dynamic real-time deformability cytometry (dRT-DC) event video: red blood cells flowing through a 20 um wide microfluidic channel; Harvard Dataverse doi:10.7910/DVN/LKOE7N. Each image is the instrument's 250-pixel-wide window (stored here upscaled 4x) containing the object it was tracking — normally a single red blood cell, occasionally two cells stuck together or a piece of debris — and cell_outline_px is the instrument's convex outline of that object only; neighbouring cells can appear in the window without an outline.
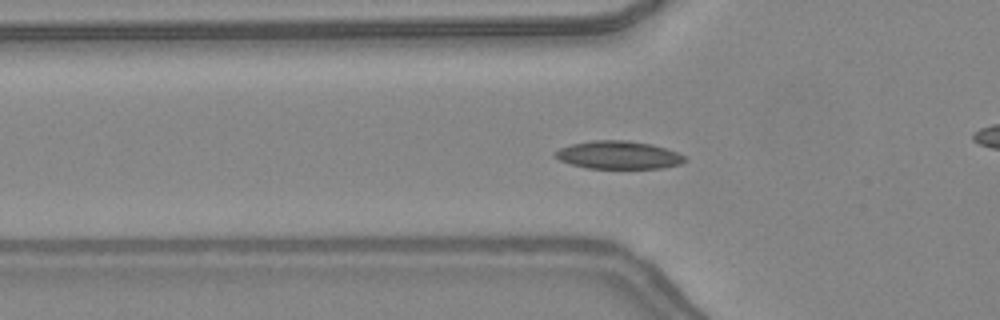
{"species": "common noctule bat (a hibernating species)", "species_latin": "Nyctalus noctula", "temperature_condition": "warm", "stored_images_in_passage": 37, "camera_frame_rate_fps": 3000, "um_per_image_px": 0.085, "animal": {"sex": "female", "body_mass_g": 24.6, "forearm_length_mm": 56.2}, "frame": {"image": 1, "passage_image": 5, "time_ms": 1.333, "image_size_px": [1000, 320], "cell_outline_px": [[688, 160], [680, 164], [664, 168], [588, 168], [572, 164], [560, 160], [552, 152], [560, 148], [572, 144], [592, 140], [628, 140], [652, 144], [676, 152], [684, 156]], "centroid_in_image_um": [52.58, 13.17], "position_along_channel_um": 73.2, "area_um2": 21.04}}
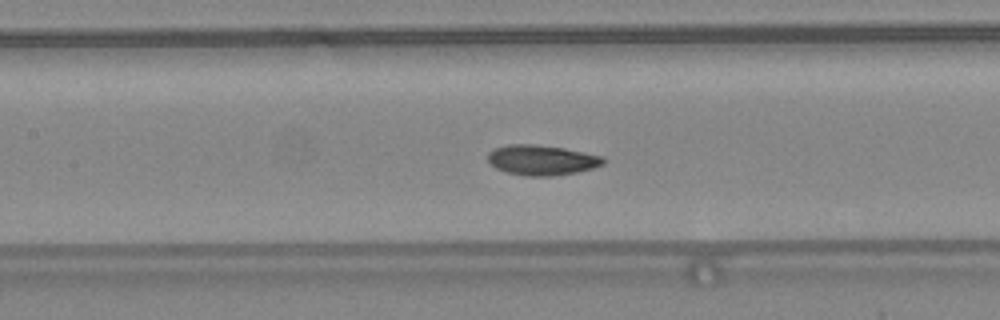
{"frame": {"image": 2, "passage_image": 11, "time_ms": 3.333, "image_size_px": [1000, 320], "cell_outline_px": [[604, 164], [592, 168], [576, 172], [552, 176], [524, 176], [504, 172], [496, 168], [488, 160], [488, 152], [496, 148], [508, 144], [532, 144], [564, 148], [604, 156]], "centroid_in_image_um": [46.04, 13.61], "position_along_channel_um": 161.4, "area_um2": 20.29}}
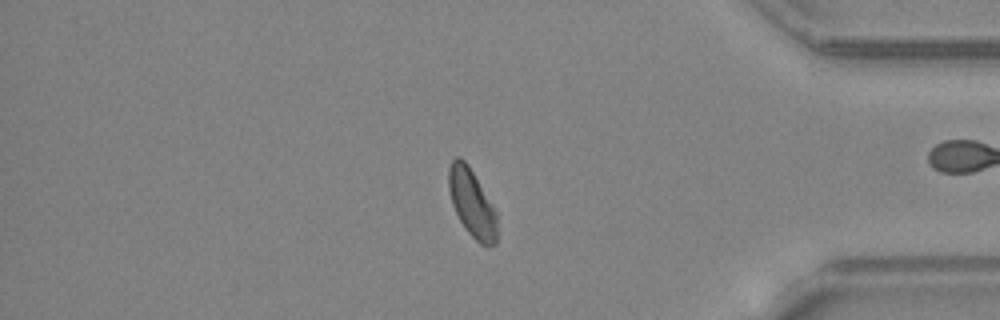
{"frame": {"image": 3, "passage_image": 29, "time_ms": 9.333, "image_size_px": [1000, 320], "cell_outline_px": [[496, 244], [480, 244], [464, 228], [452, 204], [448, 188], [448, 168], [452, 160], [456, 156], [460, 156], [468, 164], [496, 212]], "centroid_in_image_um": [40.07, 17.22], "position_along_channel_um": 395.1, "area_um2": 18.79}, "authors_computed_cell_mechanics": {"area_um2": 19.8254, "velocity_mm_per_s": 4.3596, "shape_relaxation_time_tau1_ms": 3.7993, "shape_relaxation_time_tau2_ms": 4.4066, "deformation_change_tau1": 0.1022, "deformation_change_tau2": 0.073}}